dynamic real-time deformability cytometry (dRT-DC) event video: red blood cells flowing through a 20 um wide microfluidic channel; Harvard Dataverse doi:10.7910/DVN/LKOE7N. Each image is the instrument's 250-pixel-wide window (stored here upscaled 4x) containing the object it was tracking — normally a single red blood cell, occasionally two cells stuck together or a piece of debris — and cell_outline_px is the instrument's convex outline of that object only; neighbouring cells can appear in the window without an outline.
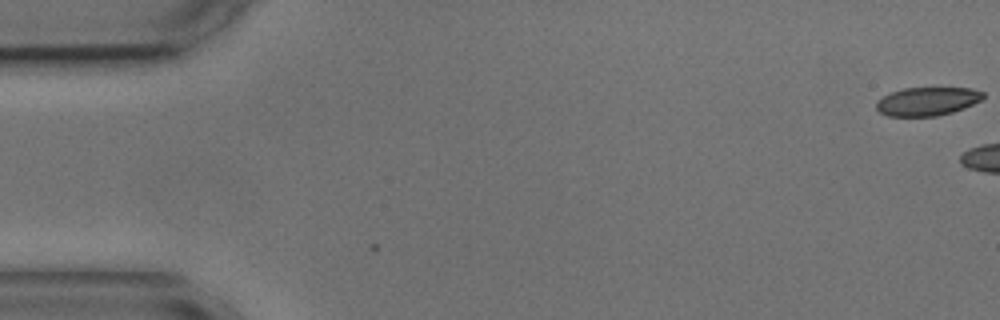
{"species": "common noctule bat (a hibernating species)", "species_latin": "Nyctalus noctula", "temperature_condition": "cold", "stored_images_in_passage": 2, "camera_frame_rate_fps": 3000, "um_per_image_px": 0.085, "animal": {"sex": "male", "body_mass_g": 17.9, "forearm_length_mm": 54.2}, "frame": {"image": 1, "passage_image": 1, "time_ms": 0.0, "image_size_px": [1000, 320], "cell_outline_px": [[984, 96], [980, 100], [964, 108], [952, 112], [936, 116], [888, 116], [880, 112], [876, 108], [876, 100], [892, 92], [904, 88], [972, 88], [984, 92]], "centroid_in_image_um": [78.81, 8.61], "position_along_channel_um": 6.2, "area_um2": 17.63}}